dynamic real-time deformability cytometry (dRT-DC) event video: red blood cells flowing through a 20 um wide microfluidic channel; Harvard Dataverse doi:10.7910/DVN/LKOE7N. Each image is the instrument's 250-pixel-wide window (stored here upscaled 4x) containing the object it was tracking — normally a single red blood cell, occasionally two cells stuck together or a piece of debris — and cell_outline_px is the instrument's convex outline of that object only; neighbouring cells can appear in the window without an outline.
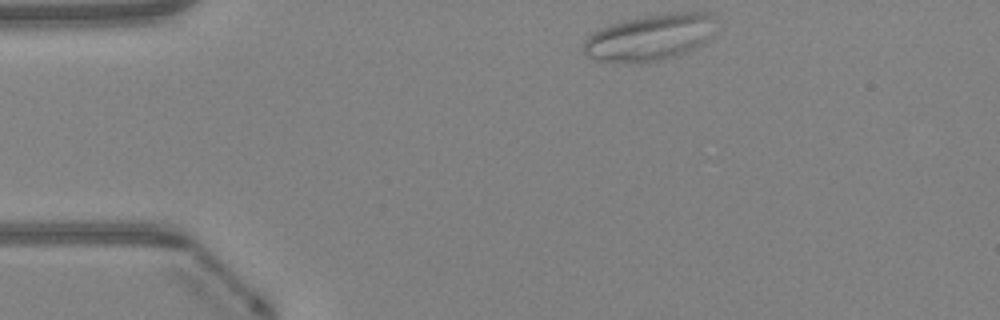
{"species": "Egyptian fruit bat (a non-hibernating species)", "species_latin": "Rousettus aegyptiacus", "temperature_condition": "warm", "stored_images_in_passage": 18, "camera_frame_rate_fps": 3000, "um_per_image_px": 0.085, "animal": {"sex": "female"}, "frame": {"image": 1, "passage_image": 1, "time_ms": 0.0, "image_size_px": [1000, 320], "cell_outline_px": [[716, 20], [704, 44], [696, 48], [676, 56], [664, 60], [636, 64], [628, 64], [596, 60], [588, 56], [584, 52], [584, 40], [588, 36], [600, 28], [624, 20], [644, 16], [668, 12], [708, 12]], "centroid_in_image_um": [55.22, 3.2], "position_along_channel_um": 29.8, "area_um2": 36.01}}
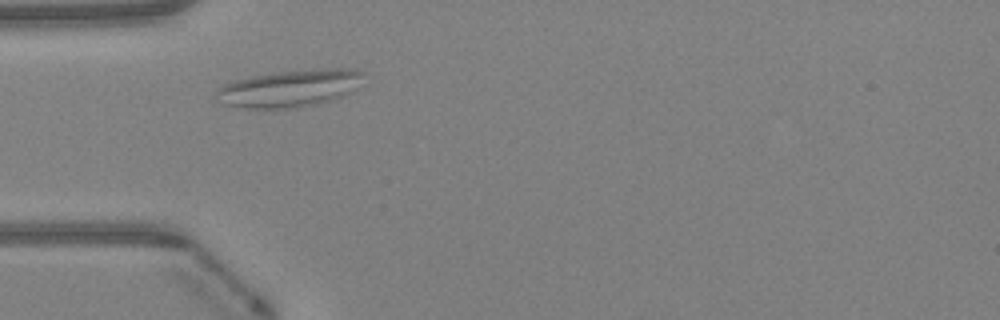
{"frame": {"image": 2, "passage_image": 7, "time_ms": 2.0, "image_size_px": [1000, 320], "cell_outline_px": [[364, 72], [356, 92], [332, 100], [300, 108], [248, 108], [224, 104], [216, 92], [216, 88], [224, 84], [236, 80], [252, 76], [276, 72], [324, 68], [352, 68]], "centroid_in_image_um": [24.72, 7.5], "position_along_channel_um": 60.3, "area_um2": 32.02}}
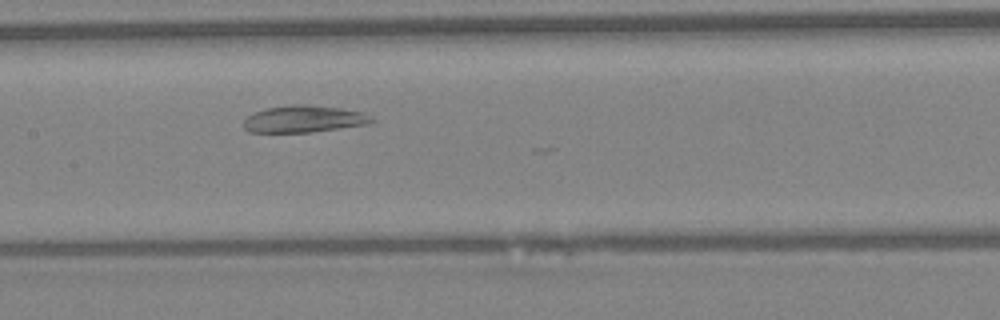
{"frame": {"image": 3, "passage_image": 16, "time_ms": 5.0, "image_size_px": [1000, 320], "cell_outline_px": [[376, 120], [372, 124], [308, 132], [248, 132], [244, 128], [244, 120], [248, 116], [256, 112], [268, 108], [292, 104], [308, 104], [340, 108], [364, 112], [372, 116]], "centroid_in_image_um": [25.9, 10.11], "position_along_channel_um": 181.5, "area_um2": 20.17}}